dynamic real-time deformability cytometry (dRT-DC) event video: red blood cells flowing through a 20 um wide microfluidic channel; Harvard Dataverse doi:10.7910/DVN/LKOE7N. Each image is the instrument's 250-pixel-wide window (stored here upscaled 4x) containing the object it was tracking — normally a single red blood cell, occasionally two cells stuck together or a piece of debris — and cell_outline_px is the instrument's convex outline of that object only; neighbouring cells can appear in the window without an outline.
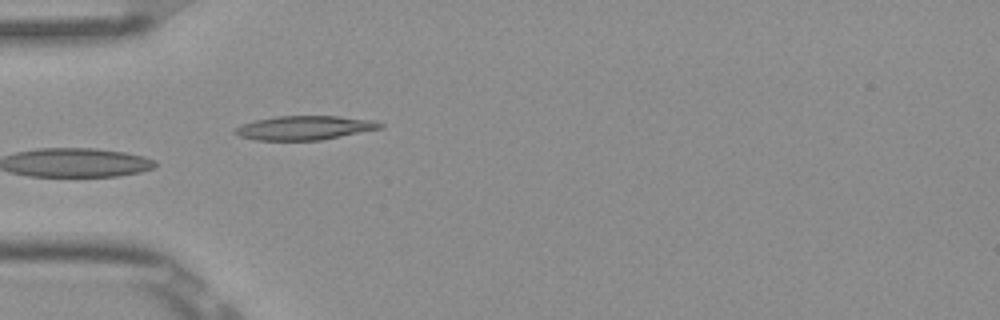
{"species": "Egyptian fruit bat (a non-hibernating species)", "species_latin": "Rousettus aegyptiacus", "temperature_condition": "room temperature", "stored_images_in_passage": 5, "camera_frame_rate_fps": 3000, "um_per_image_px": 0.085, "frame": {"image": 1, "passage_image": 5, "time_ms": 1.333, "image_size_px": [1000, 320], "cell_outline_px": [[384, 128], [320, 140], [256, 140], [240, 136], [232, 132], [236, 128], [244, 124], [256, 120], [276, 116], [340, 116], [376, 120], [384, 124]], "centroid_in_image_um": [25.96, 10.86], "position_along_channel_um": 59.0, "area_um2": 20.35}}